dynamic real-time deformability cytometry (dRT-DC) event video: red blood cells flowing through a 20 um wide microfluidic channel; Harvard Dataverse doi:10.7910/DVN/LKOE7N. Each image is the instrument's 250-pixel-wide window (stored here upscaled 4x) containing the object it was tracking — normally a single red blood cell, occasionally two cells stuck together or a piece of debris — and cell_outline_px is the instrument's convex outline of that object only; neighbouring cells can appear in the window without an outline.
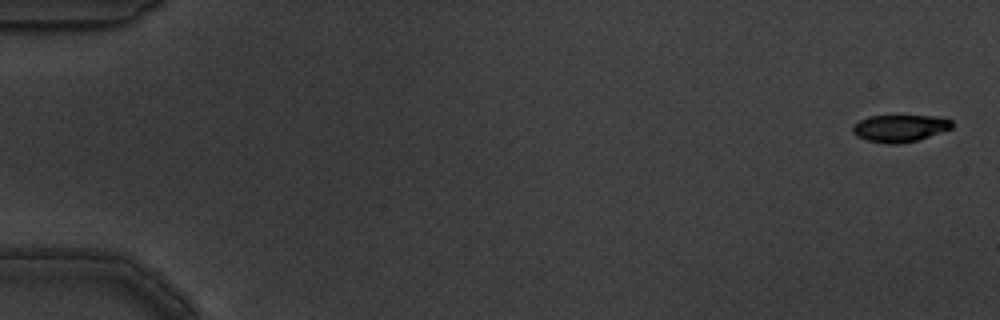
{"species": "common noctule bat (a hibernating species)", "species_latin": "Nyctalus noctula", "temperature_condition": "warm", "stored_images_in_passage": 5, "camera_frame_rate_fps": 3000, "um_per_image_px": 0.085, "animal": {"sex": "male", "body_mass_g": 19.5, "forearm_length_mm": 54.6}, "frame": {"image": 1, "passage_image": 1, "time_ms": 0.0, "image_size_px": [1000, 320], "cell_outline_px": [[952, 128], [916, 140], [900, 144], [888, 144], [868, 140], [856, 136], [852, 132], [852, 124], [868, 116], [944, 116], [952, 120]], "centroid_in_image_um": [76.47, 10.89], "position_along_channel_um": 8.5, "area_um2": 15.72}}